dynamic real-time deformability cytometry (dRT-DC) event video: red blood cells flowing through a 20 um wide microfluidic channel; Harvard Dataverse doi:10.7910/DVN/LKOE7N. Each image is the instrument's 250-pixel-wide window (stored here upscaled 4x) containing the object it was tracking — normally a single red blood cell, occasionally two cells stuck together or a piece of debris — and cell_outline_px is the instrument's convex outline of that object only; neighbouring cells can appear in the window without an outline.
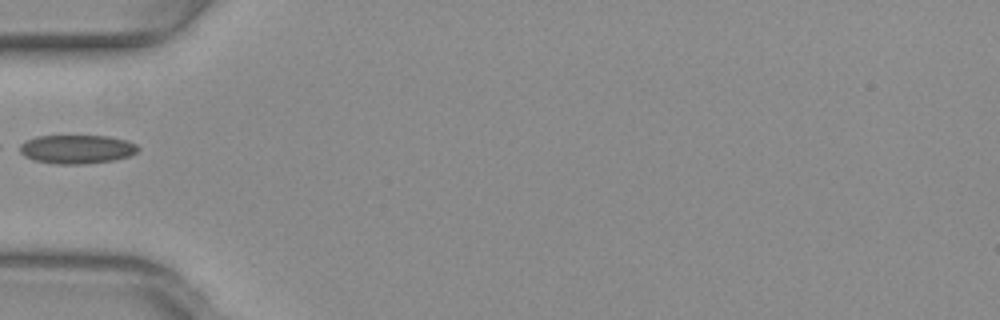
{"species": "common noctule bat (a hibernating species)", "species_latin": "Nyctalus noctula", "temperature_condition": "warm", "stored_images_in_passage": 34, "camera_frame_rate_fps": 3000, "um_per_image_px": 0.085, "animal": {"sex": "female", "body_mass_g": 29.2, "forearm_length_mm": 56.3}, "frame": {"image": 1, "passage_image": 1, "time_ms": 0.0, "image_size_px": [1000, 320], "cell_outline_px": [[140, 148], [136, 152], [128, 156], [112, 160], [84, 164], [56, 164], [36, 160], [24, 156], [20, 152], [20, 144], [36, 136], [108, 136], [124, 140], [136, 144]], "centroid_in_image_um": [6.52, 12.68], "position_along_channel_um": 78.5, "area_um2": 19.59}}